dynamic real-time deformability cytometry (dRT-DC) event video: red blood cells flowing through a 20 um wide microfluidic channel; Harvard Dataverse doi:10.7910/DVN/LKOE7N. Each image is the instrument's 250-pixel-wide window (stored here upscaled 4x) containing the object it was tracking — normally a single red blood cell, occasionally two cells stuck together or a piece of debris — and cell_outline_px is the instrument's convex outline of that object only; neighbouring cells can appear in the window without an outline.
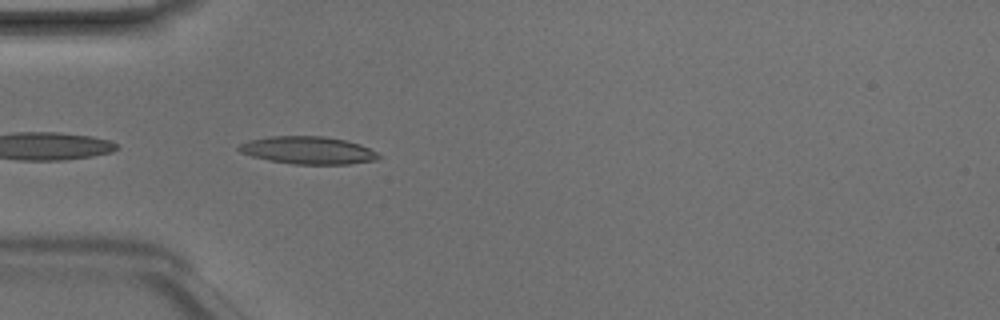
{"species": "Egyptian fruit bat (a non-hibernating species)", "species_latin": "Rousettus aegyptiacus", "temperature_condition": "room temperature", "stored_images_in_passage": 22, "camera_frame_rate_fps": 3000, "um_per_image_px": 0.085, "animal": {"sex": "male"}, "frame": {"image": 1, "passage_image": 1, "time_ms": 0.0, "image_size_px": [1000, 320], "cell_outline_px": [[384, 156], [376, 160], [348, 164], [292, 164], [268, 160], [252, 156], [240, 152], [236, 148], [240, 144], [248, 140], [268, 136], [324, 136], [344, 140], [360, 144]], "centroid_in_image_um": [26.17, 12.77], "position_along_channel_um": 58.8, "area_um2": 22.54}}
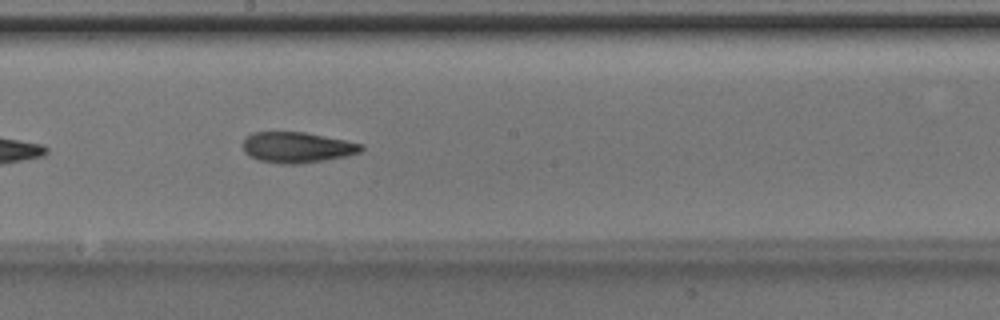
{"frame": {"image": 2, "passage_image": 13, "time_ms": 4.0, "image_size_px": [1000, 320], "cell_outline_px": [[364, 148], [360, 152], [348, 156], [300, 164], [280, 164], [260, 160], [248, 156], [244, 152], [244, 136], [252, 132], [304, 132], [364, 144]], "centroid_in_image_um": [25.24, 12.53], "position_along_channel_um": 223.0, "area_um2": 21.27}}
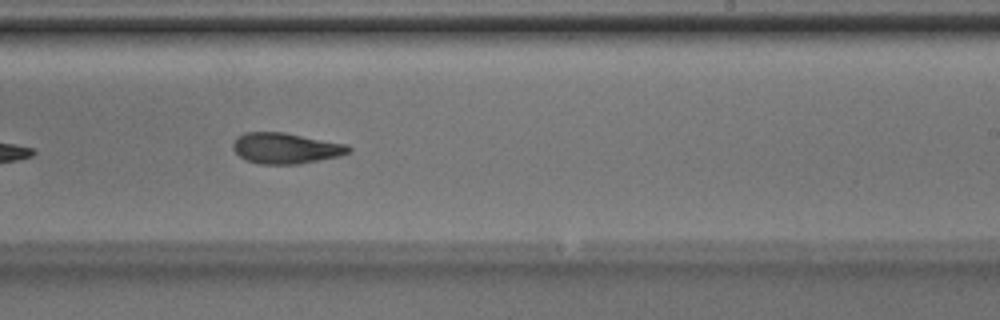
{"frame": {"image": 3, "passage_image": 16, "time_ms": 5.0, "image_size_px": [1000, 320], "cell_outline_px": [[352, 152], [340, 156], [296, 164], [260, 164], [244, 160], [232, 148], [232, 144], [236, 136], [244, 132], [284, 132], [348, 144], [352, 148]], "centroid_in_image_um": [24.29, 12.59], "position_along_channel_um": 264.7, "area_um2": 20.98}}